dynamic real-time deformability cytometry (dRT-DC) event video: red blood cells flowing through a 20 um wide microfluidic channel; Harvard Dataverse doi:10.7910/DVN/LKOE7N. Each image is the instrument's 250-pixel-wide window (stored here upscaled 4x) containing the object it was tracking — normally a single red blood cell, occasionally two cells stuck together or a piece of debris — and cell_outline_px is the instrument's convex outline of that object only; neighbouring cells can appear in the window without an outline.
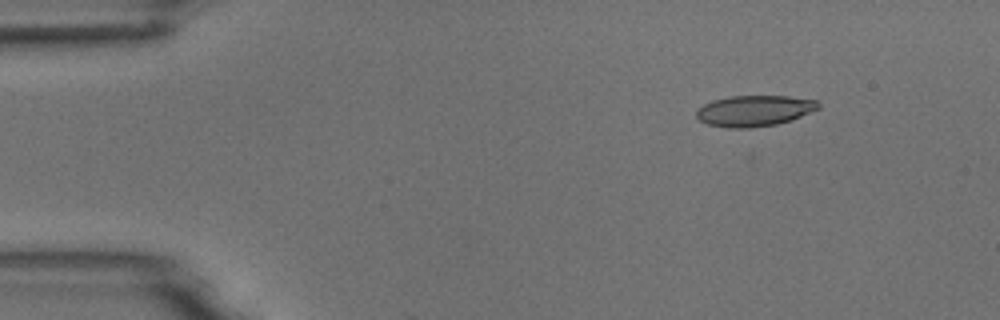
{"species": "common noctule bat (a hibernating species)", "species_latin": "Nyctalus noctula", "temperature_condition": "room temperature", "stored_images_in_passage": 49, "camera_frame_rate_fps": 3000, "um_per_image_px": 0.085, "animal": {"sex": "male", "body_mass_g": 18.8}, "frame": {"image": 1, "passage_image": 2, "time_ms": 0.333, "image_size_px": [1000, 320], "cell_outline_px": [[820, 108], [792, 120], [776, 124], [748, 128], [728, 128], [708, 124], [700, 120], [696, 116], [696, 108], [712, 100], [728, 96], [788, 96], [816, 100], [820, 104]], "centroid_in_image_um": [64.1, 9.41], "position_along_channel_um": 20.9, "area_um2": 22.08}}
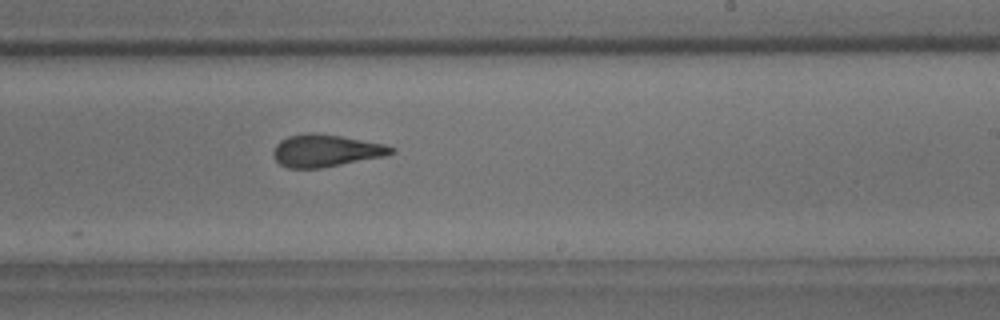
{"frame": {"image": 2, "passage_image": 28, "time_ms": 9.0, "image_size_px": [1000, 320], "cell_outline_px": [[396, 152], [384, 156], [320, 168], [288, 168], [280, 164], [272, 156], [272, 152], [276, 144], [280, 140], [288, 136], [308, 132], [316, 132], [340, 136], [384, 144], [396, 148]], "centroid_in_image_um": [27.66, 12.79], "position_along_channel_um": 261.3, "area_um2": 22.2}}
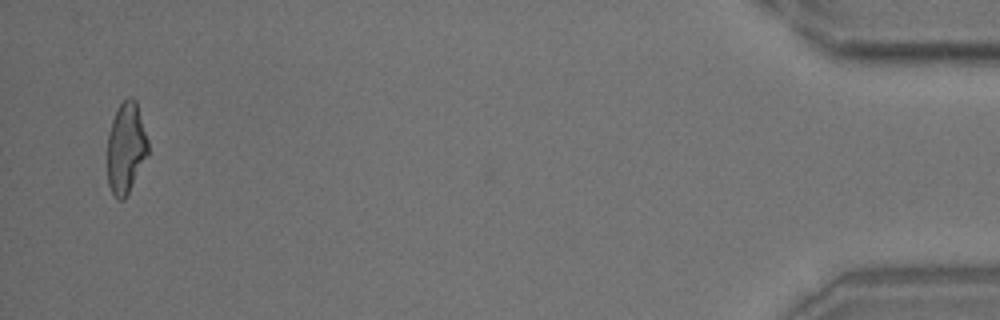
{"frame": {"image": 3, "passage_image": 48, "time_ms": 15.667, "image_size_px": [1000, 320], "cell_outline_px": [[148, 156], [124, 200], [120, 200], [112, 192], [108, 184], [108, 132], [112, 120], [120, 104], [128, 96], [132, 96], [136, 100], [148, 140]], "centroid_in_image_um": [10.72, 12.56], "position_along_channel_um": 424.5, "area_um2": 21.5}, "authors_computed_cell_mechanics": {"area_um2": 22.542, "velocity_mm_per_s": 3.7134, "shape_relaxation_time_tau1_ms": 8.5358, "shape_relaxation_time_tau2_ms": 2.0536, "deformation_change_tau1": 0.2193, "deformation_change_tau2": 0.1054}}